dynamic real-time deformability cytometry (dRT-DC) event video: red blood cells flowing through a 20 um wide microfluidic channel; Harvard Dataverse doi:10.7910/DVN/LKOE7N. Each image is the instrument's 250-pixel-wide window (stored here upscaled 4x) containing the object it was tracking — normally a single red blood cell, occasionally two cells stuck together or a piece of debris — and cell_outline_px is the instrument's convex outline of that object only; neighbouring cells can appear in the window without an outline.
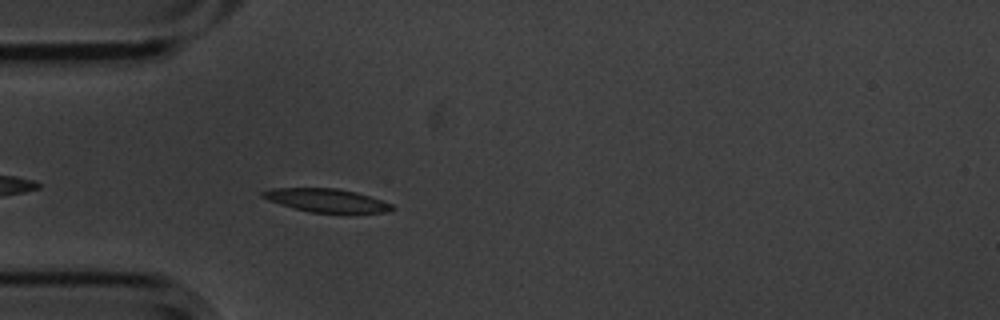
{"species": "common noctule bat (a hibernating species)", "species_latin": "Nyctalus noctula", "temperature_condition": "cold", "stored_images_in_passage": 45, "camera_frame_rate_fps": 3000, "um_per_image_px": 0.085, "animal": {"sex": "male", "body_mass_g": 20.1, "forearm_length_mm": 53.5}, "frame": {"image": 1, "passage_image": 4, "time_ms": 1.0, "image_size_px": [1000, 320], "cell_outline_px": [[396, 208], [388, 212], [312, 212], [280, 204], [268, 200], [260, 196], [260, 192], [272, 188], [336, 188], [356, 192], [392, 204]], "centroid_in_image_um": [27.72, 17.02], "position_along_channel_um": 57.3, "area_um2": 17.28}}
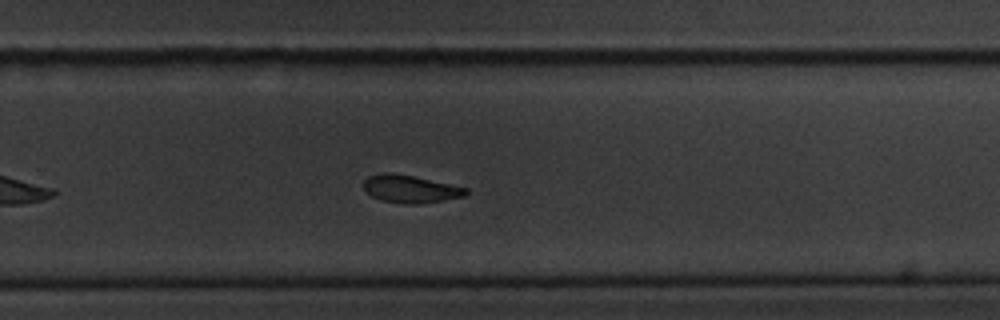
{"frame": {"image": 2, "passage_image": 25, "time_ms": 8.0, "image_size_px": [1000, 320], "cell_outline_px": [[468, 192], [464, 196], [416, 204], [408, 204], [380, 200], [372, 196], [364, 188], [364, 180], [368, 176], [384, 172], [392, 172], [412, 176], [468, 188]], "centroid_in_image_um": [34.84, 16.05], "position_along_channel_um": 295.0, "area_um2": 16.18}}
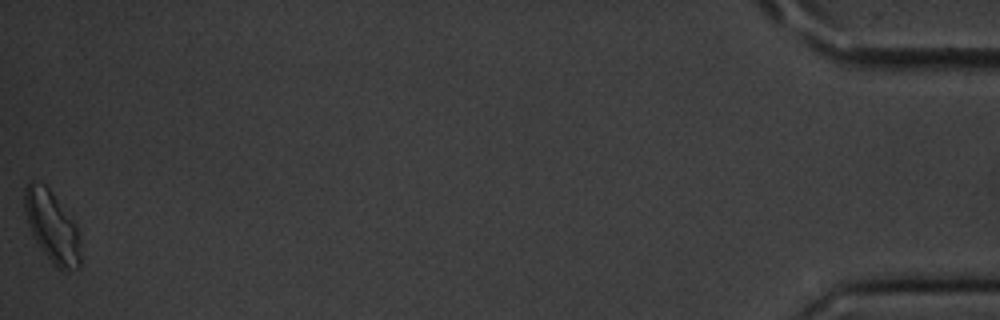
{"frame": {"image": 3, "passage_image": 45, "time_ms": 14.667, "image_size_px": [1000, 320], "cell_outline_px": [[80, 268], [64, 272], [56, 268], [40, 248], [32, 236], [24, 212], [24, 188], [28, 180], [36, 180], [44, 184], [48, 188], [76, 224], [80, 240]], "centroid_in_image_um": [4.4, 19.28], "position_along_channel_um": 430.8, "area_um2": 23.58}, "authors_computed_cell_mechanics": {"area_um2": 17.918, "velocity_mm_per_s": 3.4585, "shape_relaxation_time_tau1_ms": 1.6869, "shape_relaxation_time_tau2_ms": 4.1354, "deformation_change_tau1": 0.138, "deformation_change_tau2": 0.0977}}